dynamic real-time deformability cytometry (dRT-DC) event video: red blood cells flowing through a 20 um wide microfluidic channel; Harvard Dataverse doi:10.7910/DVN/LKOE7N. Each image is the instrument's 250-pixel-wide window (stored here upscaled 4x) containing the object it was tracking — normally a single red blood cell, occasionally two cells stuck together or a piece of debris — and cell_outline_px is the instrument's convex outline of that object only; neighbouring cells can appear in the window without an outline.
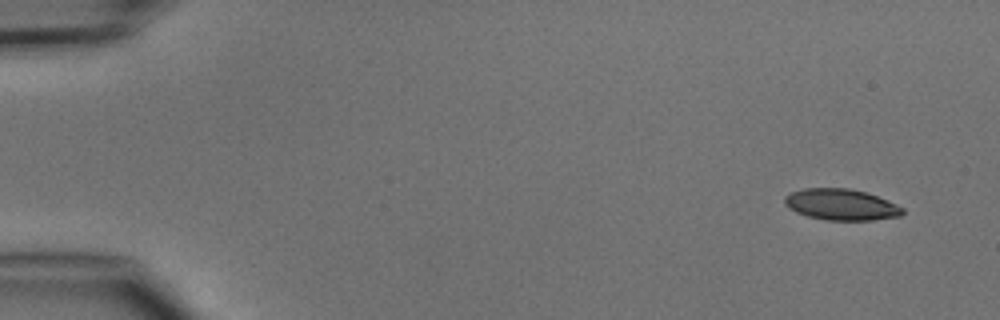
{"species": "common noctule bat (a hibernating species)", "species_latin": "Nyctalus noctula", "temperature_condition": "cold", "stored_images_in_passage": 4, "camera_frame_rate_fps": 3000, "um_per_image_px": 0.085, "animal": {"sex": "male", "body_mass_g": 15.6}, "frame": {"image": 1, "passage_image": 1, "time_ms": 0.0, "image_size_px": [1000, 320], "cell_outline_px": [[904, 212], [900, 216], [872, 220], [824, 220], [808, 216], [796, 212], [788, 208], [784, 204], [784, 196], [792, 192], [804, 188], [848, 188], [864, 192], [876, 196], [896, 204], [904, 208]], "centroid_in_image_um": [71.47, 17.39], "position_along_channel_um": 13.5, "area_um2": 21.39}}
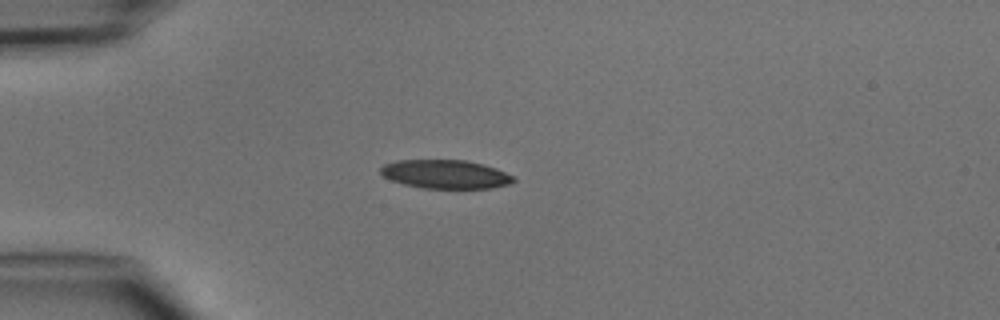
{"frame": {"image": 2, "passage_image": 4, "time_ms": 3.333, "image_size_px": [1000, 320], "cell_outline_px": [[516, 180], [508, 184], [492, 188], [424, 188], [404, 184], [392, 180], [384, 176], [380, 172], [380, 168], [384, 164], [396, 160], [464, 160], [484, 164], [496, 168], [516, 176]], "centroid_in_image_um": [37.9, 14.8], "position_along_channel_um": 47.1, "area_um2": 22.25}}